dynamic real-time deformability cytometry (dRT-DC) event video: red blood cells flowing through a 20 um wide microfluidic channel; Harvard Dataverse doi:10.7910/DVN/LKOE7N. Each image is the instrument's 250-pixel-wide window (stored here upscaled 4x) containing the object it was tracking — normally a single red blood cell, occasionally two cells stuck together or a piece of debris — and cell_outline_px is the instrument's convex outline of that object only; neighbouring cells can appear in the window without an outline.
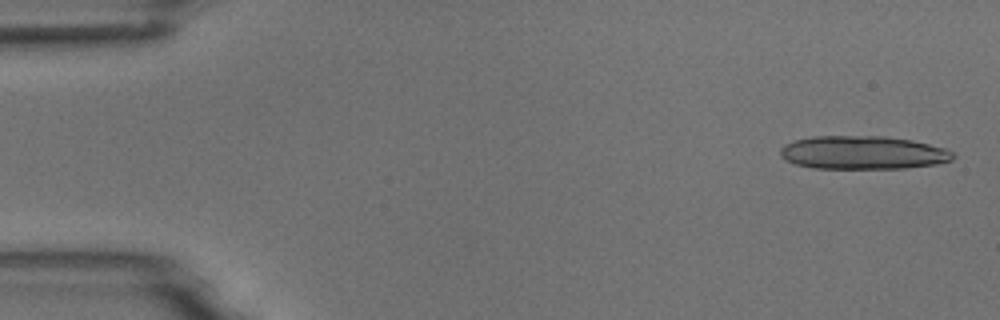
{"species": "common noctule bat (a hibernating species)", "species_latin": "Nyctalus noctula", "temperature_condition": "room temperature", "stored_images_in_passage": 5, "camera_frame_rate_fps": 3000, "um_per_image_px": 0.085, "animal": {"sex": "male", "body_mass_g": 18.8}, "frame": {"image": 1, "passage_image": 1, "time_ms": 0.0, "image_size_px": [1000, 320], "cell_outline_px": [[956, 156], [952, 160], [936, 164], [904, 168], [812, 168], [796, 164], [780, 156], [780, 148], [784, 144], [792, 140], [812, 136], [884, 136], [912, 140], [944, 148], [952, 152]], "centroid_in_image_um": [73.32, 12.96], "position_along_channel_um": 11.7, "area_um2": 33.58}}